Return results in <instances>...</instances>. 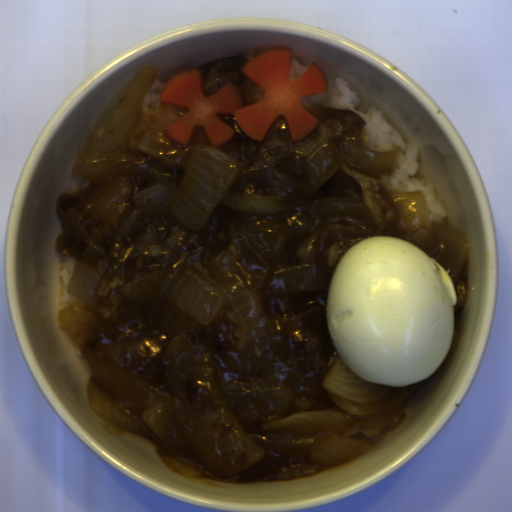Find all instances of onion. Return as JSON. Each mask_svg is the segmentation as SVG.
I'll list each match as a JSON object with an SVG mask.
<instances>
[{
	"label": "onion",
	"mask_w": 512,
	"mask_h": 512,
	"mask_svg": "<svg viewBox=\"0 0 512 512\" xmlns=\"http://www.w3.org/2000/svg\"><path fill=\"white\" fill-rule=\"evenodd\" d=\"M149 66L121 86L58 196L59 255L75 265L59 326L94 369L91 410L109 434L147 440L187 480L265 484L361 458L407 419L425 380L358 377L334 347L330 278L372 236L403 239L441 264L455 292L468 238L432 223L425 191L396 190L402 145L375 151L354 109L303 107L320 122L293 142L284 115L262 143L237 131L213 148L166 128L190 108L143 103ZM141 114V116H140Z\"/></svg>",
	"instance_id": "06740285"
},
{
	"label": "onion",
	"mask_w": 512,
	"mask_h": 512,
	"mask_svg": "<svg viewBox=\"0 0 512 512\" xmlns=\"http://www.w3.org/2000/svg\"><path fill=\"white\" fill-rule=\"evenodd\" d=\"M248 62L244 54H235L220 56L198 66L195 70L201 71L204 97L208 98L232 84L241 96L242 109L265 100V92L241 72Z\"/></svg>",
	"instance_id": "6bf65262"
}]
</instances>
